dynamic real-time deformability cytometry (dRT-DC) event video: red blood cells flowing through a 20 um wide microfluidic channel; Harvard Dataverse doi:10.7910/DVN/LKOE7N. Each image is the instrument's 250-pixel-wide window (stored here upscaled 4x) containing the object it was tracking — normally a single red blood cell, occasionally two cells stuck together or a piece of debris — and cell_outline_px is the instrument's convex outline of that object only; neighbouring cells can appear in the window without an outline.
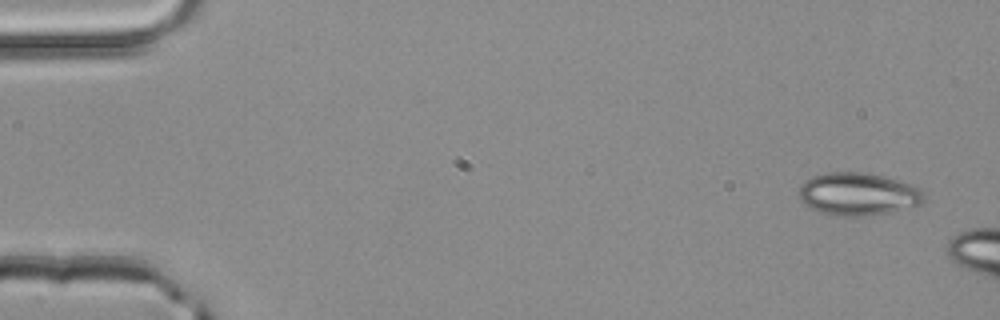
{"species": "common noctule bat (a hibernating species)", "species_latin": "Nyctalus noctula", "temperature_condition": "room temperature", "stored_images_in_passage": 3, "camera_frame_rate_fps": 3000, "um_per_image_px": 0.085, "animal": {"sex": "male", "body_mass_g": 20.4}, "frame": {"image": 1, "passage_image": 1, "time_ms": 0.0, "image_size_px": [1000, 320], "cell_outline_px": [[924, 200], [920, 204], [888, 212], [868, 216], [836, 216], [820, 212], [808, 208], [800, 200], [800, 184], [804, 180], [812, 176], [824, 172], [864, 172], [884, 176], [920, 188], [924, 192]], "centroid_in_image_um": [72.88, 16.49], "position_along_channel_um": 12.1, "area_um2": 31.21}}